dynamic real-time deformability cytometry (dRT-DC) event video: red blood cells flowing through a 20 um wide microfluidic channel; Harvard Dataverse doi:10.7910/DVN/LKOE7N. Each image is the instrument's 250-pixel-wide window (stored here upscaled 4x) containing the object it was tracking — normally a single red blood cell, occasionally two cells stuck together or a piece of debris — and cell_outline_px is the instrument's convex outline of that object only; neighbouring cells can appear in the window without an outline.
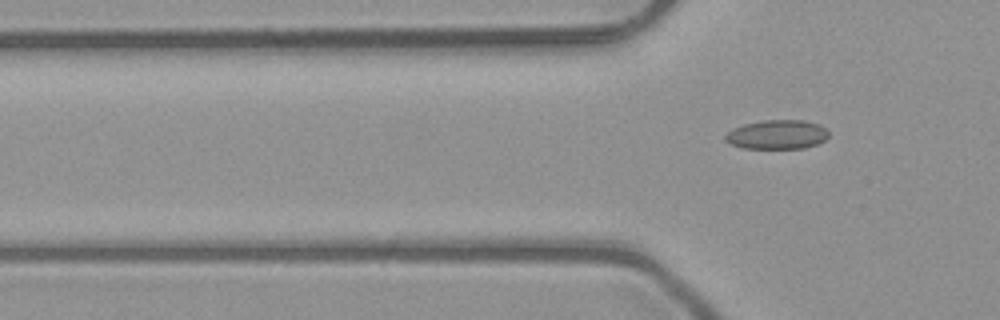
{"species": "common noctule bat (a hibernating species)", "species_latin": "Nyctalus noctula", "temperature_condition": "room temperature", "stored_images_in_passage": 6, "camera_frame_rate_fps": 3000, "um_per_image_px": 0.085, "animal": {"sex": "male", "body_mass_g": 23.1, "forearm_length_mm": 52.7}, "frame": {"image": 1, "passage_image": 6, "time_ms": 1.667, "image_size_px": [1000, 320], "cell_outline_px": [[828, 136], [824, 140], [816, 144], [804, 148], [744, 148], [732, 144], [724, 140], [724, 136], [732, 128], [744, 124], [764, 120], [804, 120], [820, 124], [828, 132]], "centroid_in_image_um": [66.04, 11.43], "position_along_channel_um": 59.8, "area_um2": 17.51}}